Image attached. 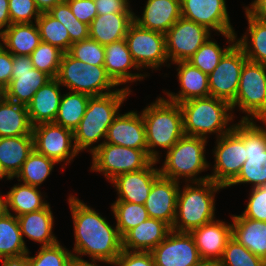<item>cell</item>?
<instances>
[{
	"instance_id": "cell-54",
	"label": "cell",
	"mask_w": 266,
	"mask_h": 266,
	"mask_svg": "<svg viewBox=\"0 0 266 266\" xmlns=\"http://www.w3.org/2000/svg\"><path fill=\"white\" fill-rule=\"evenodd\" d=\"M10 25L11 20L9 15L8 0H0V34Z\"/></svg>"
},
{
	"instance_id": "cell-15",
	"label": "cell",
	"mask_w": 266,
	"mask_h": 266,
	"mask_svg": "<svg viewBox=\"0 0 266 266\" xmlns=\"http://www.w3.org/2000/svg\"><path fill=\"white\" fill-rule=\"evenodd\" d=\"M9 85L1 93L6 99L27 106L36 91L51 78L33 67L31 57L13 55Z\"/></svg>"
},
{
	"instance_id": "cell-60",
	"label": "cell",
	"mask_w": 266,
	"mask_h": 266,
	"mask_svg": "<svg viewBox=\"0 0 266 266\" xmlns=\"http://www.w3.org/2000/svg\"><path fill=\"white\" fill-rule=\"evenodd\" d=\"M6 179V180H13L15 178H11L4 170L2 164L0 163V180Z\"/></svg>"
},
{
	"instance_id": "cell-6",
	"label": "cell",
	"mask_w": 266,
	"mask_h": 266,
	"mask_svg": "<svg viewBox=\"0 0 266 266\" xmlns=\"http://www.w3.org/2000/svg\"><path fill=\"white\" fill-rule=\"evenodd\" d=\"M207 140L184 135L172 148L166 151L162 167H159L160 175L178 182L183 178L185 182L189 183L210 179L209 174L198 176L210 169V163L205 156Z\"/></svg>"
},
{
	"instance_id": "cell-57",
	"label": "cell",
	"mask_w": 266,
	"mask_h": 266,
	"mask_svg": "<svg viewBox=\"0 0 266 266\" xmlns=\"http://www.w3.org/2000/svg\"><path fill=\"white\" fill-rule=\"evenodd\" d=\"M97 261H91L88 260H79L76 258H73V260L70 263V266H100L99 264H96Z\"/></svg>"
},
{
	"instance_id": "cell-30",
	"label": "cell",
	"mask_w": 266,
	"mask_h": 266,
	"mask_svg": "<svg viewBox=\"0 0 266 266\" xmlns=\"http://www.w3.org/2000/svg\"><path fill=\"white\" fill-rule=\"evenodd\" d=\"M232 217V238L251 253L266 260V222L240 215Z\"/></svg>"
},
{
	"instance_id": "cell-41",
	"label": "cell",
	"mask_w": 266,
	"mask_h": 266,
	"mask_svg": "<svg viewBox=\"0 0 266 266\" xmlns=\"http://www.w3.org/2000/svg\"><path fill=\"white\" fill-rule=\"evenodd\" d=\"M41 41L59 48L64 53L70 49V36L67 28L48 12L41 13L36 21Z\"/></svg>"
},
{
	"instance_id": "cell-8",
	"label": "cell",
	"mask_w": 266,
	"mask_h": 266,
	"mask_svg": "<svg viewBox=\"0 0 266 266\" xmlns=\"http://www.w3.org/2000/svg\"><path fill=\"white\" fill-rule=\"evenodd\" d=\"M234 127L244 136L247 160L228 187L247 183L252 188L266 186V128L256 120H240Z\"/></svg>"
},
{
	"instance_id": "cell-2",
	"label": "cell",
	"mask_w": 266,
	"mask_h": 266,
	"mask_svg": "<svg viewBox=\"0 0 266 266\" xmlns=\"http://www.w3.org/2000/svg\"><path fill=\"white\" fill-rule=\"evenodd\" d=\"M131 92L122 87L115 92L89 98L85 114L73 131L74 144L79 153L88 149L87 152L92 154L104 143L109 126ZM101 139L102 142L98 144ZM96 143L98 145L93 146Z\"/></svg>"
},
{
	"instance_id": "cell-14",
	"label": "cell",
	"mask_w": 266,
	"mask_h": 266,
	"mask_svg": "<svg viewBox=\"0 0 266 266\" xmlns=\"http://www.w3.org/2000/svg\"><path fill=\"white\" fill-rule=\"evenodd\" d=\"M207 27L180 17L165 33L166 53L171 63L187 61L212 36Z\"/></svg>"
},
{
	"instance_id": "cell-28",
	"label": "cell",
	"mask_w": 266,
	"mask_h": 266,
	"mask_svg": "<svg viewBox=\"0 0 266 266\" xmlns=\"http://www.w3.org/2000/svg\"><path fill=\"white\" fill-rule=\"evenodd\" d=\"M22 238L40 244V247L51 246L58 241L53 234L54 216L50 204L41 210L25 213L17 217Z\"/></svg>"
},
{
	"instance_id": "cell-11",
	"label": "cell",
	"mask_w": 266,
	"mask_h": 266,
	"mask_svg": "<svg viewBox=\"0 0 266 266\" xmlns=\"http://www.w3.org/2000/svg\"><path fill=\"white\" fill-rule=\"evenodd\" d=\"M213 171L210 180L227 188L239 175L247 160L244 136L235 128L216 138Z\"/></svg>"
},
{
	"instance_id": "cell-56",
	"label": "cell",
	"mask_w": 266,
	"mask_h": 266,
	"mask_svg": "<svg viewBox=\"0 0 266 266\" xmlns=\"http://www.w3.org/2000/svg\"><path fill=\"white\" fill-rule=\"evenodd\" d=\"M1 266H30L28 261L23 259L1 260Z\"/></svg>"
},
{
	"instance_id": "cell-42",
	"label": "cell",
	"mask_w": 266,
	"mask_h": 266,
	"mask_svg": "<svg viewBox=\"0 0 266 266\" xmlns=\"http://www.w3.org/2000/svg\"><path fill=\"white\" fill-rule=\"evenodd\" d=\"M48 13L67 28L70 36V46L77 41L89 38V25L75 17L66 0L57 4Z\"/></svg>"
},
{
	"instance_id": "cell-38",
	"label": "cell",
	"mask_w": 266,
	"mask_h": 266,
	"mask_svg": "<svg viewBox=\"0 0 266 266\" xmlns=\"http://www.w3.org/2000/svg\"><path fill=\"white\" fill-rule=\"evenodd\" d=\"M90 97L73 91L62 94L54 123L74 131L85 114Z\"/></svg>"
},
{
	"instance_id": "cell-31",
	"label": "cell",
	"mask_w": 266,
	"mask_h": 266,
	"mask_svg": "<svg viewBox=\"0 0 266 266\" xmlns=\"http://www.w3.org/2000/svg\"><path fill=\"white\" fill-rule=\"evenodd\" d=\"M0 37L1 45L12 55L30 56L42 42L36 23L11 24Z\"/></svg>"
},
{
	"instance_id": "cell-7",
	"label": "cell",
	"mask_w": 266,
	"mask_h": 266,
	"mask_svg": "<svg viewBox=\"0 0 266 266\" xmlns=\"http://www.w3.org/2000/svg\"><path fill=\"white\" fill-rule=\"evenodd\" d=\"M56 79L69 91L89 96H101L118 90V86L108 76L104 66L85 64L73 58L68 52L62 56Z\"/></svg>"
},
{
	"instance_id": "cell-50",
	"label": "cell",
	"mask_w": 266,
	"mask_h": 266,
	"mask_svg": "<svg viewBox=\"0 0 266 266\" xmlns=\"http://www.w3.org/2000/svg\"><path fill=\"white\" fill-rule=\"evenodd\" d=\"M75 17L89 25L97 16L94 0H66Z\"/></svg>"
},
{
	"instance_id": "cell-43",
	"label": "cell",
	"mask_w": 266,
	"mask_h": 266,
	"mask_svg": "<svg viewBox=\"0 0 266 266\" xmlns=\"http://www.w3.org/2000/svg\"><path fill=\"white\" fill-rule=\"evenodd\" d=\"M64 52L49 43L41 42L31 53L33 67L50 78H56Z\"/></svg>"
},
{
	"instance_id": "cell-10",
	"label": "cell",
	"mask_w": 266,
	"mask_h": 266,
	"mask_svg": "<svg viewBox=\"0 0 266 266\" xmlns=\"http://www.w3.org/2000/svg\"><path fill=\"white\" fill-rule=\"evenodd\" d=\"M91 156L90 171L102 173L108 182L118 175L142 170L153 161L147 149H134L105 142L96 148Z\"/></svg>"
},
{
	"instance_id": "cell-55",
	"label": "cell",
	"mask_w": 266,
	"mask_h": 266,
	"mask_svg": "<svg viewBox=\"0 0 266 266\" xmlns=\"http://www.w3.org/2000/svg\"><path fill=\"white\" fill-rule=\"evenodd\" d=\"M38 10L41 13L49 12L57 4L64 0H34Z\"/></svg>"
},
{
	"instance_id": "cell-27",
	"label": "cell",
	"mask_w": 266,
	"mask_h": 266,
	"mask_svg": "<svg viewBox=\"0 0 266 266\" xmlns=\"http://www.w3.org/2000/svg\"><path fill=\"white\" fill-rule=\"evenodd\" d=\"M60 86L62 87L56 78H51L36 91L27 105L32 126L54 122L62 97Z\"/></svg>"
},
{
	"instance_id": "cell-20",
	"label": "cell",
	"mask_w": 266,
	"mask_h": 266,
	"mask_svg": "<svg viewBox=\"0 0 266 266\" xmlns=\"http://www.w3.org/2000/svg\"><path fill=\"white\" fill-rule=\"evenodd\" d=\"M180 185V182L161 175L154 180L144 204L150 218L161 220L172 228Z\"/></svg>"
},
{
	"instance_id": "cell-19",
	"label": "cell",
	"mask_w": 266,
	"mask_h": 266,
	"mask_svg": "<svg viewBox=\"0 0 266 266\" xmlns=\"http://www.w3.org/2000/svg\"><path fill=\"white\" fill-rule=\"evenodd\" d=\"M104 49V67L106 73L118 87L124 84V89L131 90L130 86H125L126 83L132 84V82L141 81L149 76V73H138L143 70L133 60L125 38L105 45ZM131 69H136L138 72L133 73Z\"/></svg>"
},
{
	"instance_id": "cell-29",
	"label": "cell",
	"mask_w": 266,
	"mask_h": 266,
	"mask_svg": "<svg viewBox=\"0 0 266 266\" xmlns=\"http://www.w3.org/2000/svg\"><path fill=\"white\" fill-rule=\"evenodd\" d=\"M135 13H110L97 15L89 24V38L101 45L124 39Z\"/></svg>"
},
{
	"instance_id": "cell-9",
	"label": "cell",
	"mask_w": 266,
	"mask_h": 266,
	"mask_svg": "<svg viewBox=\"0 0 266 266\" xmlns=\"http://www.w3.org/2000/svg\"><path fill=\"white\" fill-rule=\"evenodd\" d=\"M232 110L239 108L241 120H258L266 125V65L247 60L241 71Z\"/></svg>"
},
{
	"instance_id": "cell-16",
	"label": "cell",
	"mask_w": 266,
	"mask_h": 266,
	"mask_svg": "<svg viewBox=\"0 0 266 266\" xmlns=\"http://www.w3.org/2000/svg\"><path fill=\"white\" fill-rule=\"evenodd\" d=\"M246 58L235 44L208 75L210 96L232 103L237 95L239 79Z\"/></svg>"
},
{
	"instance_id": "cell-52",
	"label": "cell",
	"mask_w": 266,
	"mask_h": 266,
	"mask_svg": "<svg viewBox=\"0 0 266 266\" xmlns=\"http://www.w3.org/2000/svg\"><path fill=\"white\" fill-rule=\"evenodd\" d=\"M12 63L13 55L0 45V93L11 81Z\"/></svg>"
},
{
	"instance_id": "cell-39",
	"label": "cell",
	"mask_w": 266,
	"mask_h": 266,
	"mask_svg": "<svg viewBox=\"0 0 266 266\" xmlns=\"http://www.w3.org/2000/svg\"><path fill=\"white\" fill-rule=\"evenodd\" d=\"M56 164L54 160L33 149L15 178H18L19 182L39 188L52 173Z\"/></svg>"
},
{
	"instance_id": "cell-4",
	"label": "cell",
	"mask_w": 266,
	"mask_h": 266,
	"mask_svg": "<svg viewBox=\"0 0 266 266\" xmlns=\"http://www.w3.org/2000/svg\"><path fill=\"white\" fill-rule=\"evenodd\" d=\"M179 106L186 136L207 139L209 134H215L219 138L234 127V123L230 124L234 120V112L225 100L209 96L190 99L179 103Z\"/></svg>"
},
{
	"instance_id": "cell-35",
	"label": "cell",
	"mask_w": 266,
	"mask_h": 266,
	"mask_svg": "<svg viewBox=\"0 0 266 266\" xmlns=\"http://www.w3.org/2000/svg\"><path fill=\"white\" fill-rule=\"evenodd\" d=\"M38 189V187L24 183L14 184V186L6 192L7 213L18 217L25 213L46 208L49 203ZM10 211H13V213Z\"/></svg>"
},
{
	"instance_id": "cell-26",
	"label": "cell",
	"mask_w": 266,
	"mask_h": 266,
	"mask_svg": "<svg viewBox=\"0 0 266 266\" xmlns=\"http://www.w3.org/2000/svg\"><path fill=\"white\" fill-rule=\"evenodd\" d=\"M171 230L167 223L149 217L144 222L130 229L122 237V249L151 252L167 237Z\"/></svg>"
},
{
	"instance_id": "cell-58",
	"label": "cell",
	"mask_w": 266,
	"mask_h": 266,
	"mask_svg": "<svg viewBox=\"0 0 266 266\" xmlns=\"http://www.w3.org/2000/svg\"><path fill=\"white\" fill-rule=\"evenodd\" d=\"M0 193V217L7 213V201H6V194L3 196Z\"/></svg>"
},
{
	"instance_id": "cell-48",
	"label": "cell",
	"mask_w": 266,
	"mask_h": 266,
	"mask_svg": "<svg viewBox=\"0 0 266 266\" xmlns=\"http://www.w3.org/2000/svg\"><path fill=\"white\" fill-rule=\"evenodd\" d=\"M249 199L241 215L256 221L266 222V186L250 189Z\"/></svg>"
},
{
	"instance_id": "cell-22",
	"label": "cell",
	"mask_w": 266,
	"mask_h": 266,
	"mask_svg": "<svg viewBox=\"0 0 266 266\" xmlns=\"http://www.w3.org/2000/svg\"><path fill=\"white\" fill-rule=\"evenodd\" d=\"M130 110L119 113L109 126L105 143L134 149H147L146 130L142 114Z\"/></svg>"
},
{
	"instance_id": "cell-23",
	"label": "cell",
	"mask_w": 266,
	"mask_h": 266,
	"mask_svg": "<svg viewBox=\"0 0 266 266\" xmlns=\"http://www.w3.org/2000/svg\"><path fill=\"white\" fill-rule=\"evenodd\" d=\"M201 259L219 261L232 237V223L215 219L190 232Z\"/></svg>"
},
{
	"instance_id": "cell-49",
	"label": "cell",
	"mask_w": 266,
	"mask_h": 266,
	"mask_svg": "<svg viewBox=\"0 0 266 266\" xmlns=\"http://www.w3.org/2000/svg\"><path fill=\"white\" fill-rule=\"evenodd\" d=\"M112 266H155L151 252L127 251L122 249Z\"/></svg>"
},
{
	"instance_id": "cell-47",
	"label": "cell",
	"mask_w": 266,
	"mask_h": 266,
	"mask_svg": "<svg viewBox=\"0 0 266 266\" xmlns=\"http://www.w3.org/2000/svg\"><path fill=\"white\" fill-rule=\"evenodd\" d=\"M8 6L11 24L36 23L41 14L34 0H8Z\"/></svg>"
},
{
	"instance_id": "cell-1",
	"label": "cell",
	"mask_w": 266,
	"mask_h": 266,
	"mask_svg": "<svg viewBox=\"0 0 266 266\" xmlns=\"http://www.w3.org/2000/svg\"><path fill=\"white\" fill-rule=\"evenodd\" d=\"M68 204L73 218V258L112 265L122 251V238L117 226H112L98 211L91 208L75 195L69 196Z\"/></svg>"
},
{
	"instance_id": "cell-5",
	"label": "cell",
	"mask_w": 266,
	"mask_h": 266,
	"mask_svg": "<svg viewBox=\"0 0 266 266\" xmlns=\"http://www.w3.org/2000/svg\"><path fill=\"white\" fill-rule=\"evenodd\" d=\"M225 189L208 179L202 182H185L179 187L176 217L172 230L190 233L215 220V194Z\"/></svg>"
},
{
	"instance_id": "cell-33",
	"label": "cell",
	"mask_w": 266,
	"mask_h": 266,
	"mask_svg": "<svg viewBox=\"0 0 266 266\" xmlns=\"http://www.w3.org/2000/svg\"><path fill=\"white\" fill-rule=\"evenodd\" d=\"M27 106L6 99L0 94V138L32 134Z\"/></svg>"
},
{
	"instance_id": "cell-12",
	"label": "cell",
	"mask_w": 266,
	"mask_h": 266,
	"mask_svg": "<svg viewBox=\"0 0 266 266\" xmlns=\"http://www.w3.org/2000/svg\"><path fill=\"white\" fill-rule=\"evenodd\" d=\"M125 40L133 60L141 70H160L161 66L168 63L165 34L142 28L133 22Z\"/></svg>"
},
{
	"instance_id": "cell-44",
	"label": "cell",
	"mask_w": 266,
	"mask_h": 266,
	"mask_svg": "<svg viewBox=\"0 0 266 266\" xmlns=\"http://www.w3.org/2000/svg\"><path fill=\"white\" fill-rule=\"evenodd\" d=\"M39 248L37 255L31 257V252H28L25 256L30 266H70L73 260L71 250L66 249L60 242Z\"/></svg>"
},
{
	"instance_id": "cell-40",
	"label": "cell",
	"mask_w": 266,
	"mask_h": 266,
	"mask_svg": "<svg viewBox=\"0 0 266 266\" xmlns=\"http://www.w3.org/2000/svg\"><path fill=\"white\" fill-rule=\"evenodd\" d=\"M111 211L116 221L118 233L121 238L132 228L149 218L144 204L115 201Z\"/></svg>"
},
{
	"instance_id": "cell-3",
	"label": "cell",
	"mask_w": 266,
	"mask_h": 266,
	"mask_svg": "<svg viewBox=\"0 0 266 266\" xmlns=\"http://www.w3.org/2000/svg\"><path fill=\"white\" fill-rule=\"evenodd\" d=\"M141 114L146 130L147 153L159 163L161 153L156 151L157 148L166 152L185 135L181 108L178 103L160 96L144 107Z\"/></svg>"
},
{
	"instance_id": "cell-24",
	"label": "cell",
	"mask_w": 266,
	"mask_h": 266,
	"mask_svg": "<svg viewBox=\"0 0 266 266\" xmlns=\"http://www.w3.org/2000/svg\"><path fill=\"white\" fill-rule=\"evenodd\" d=\"M172 64L177 66V79L180 84V90L178 93L164 90L167 100L179 104L190 99L210 96L207 74L188 61H179Z\"/></svg>"
},
{
	"instance_id": "cell-46",
	"label": "cell",
	"mask_w": 266,
	"mask_h": 266,
	"mask_svg": "<svg viewBox=\"0 0 266 266\" xmlns=\"http://www.w3.org/2000/svg\"><path fill=\"white\" fill-rule=\"evenodd\" d=\"M68 53L85 64L104 66V45L90 38L73 43Z\"/></svg>"
},
{
	"instance_id": "cell-32",
	"label": "cell",
	"mask_w": 266,
	"mask_h": 266,
	"mask_svg": "<svg viewBox=\"0 0 266 266\" xmlns=\"http://www.w3.org/2000/svg\"><path fill=\"white\" fill-rule=\"evenodd\" d=\"M33 149L32 134L0 138V163L11 178L20 172Z\"/></svg>"
},
{
	"instance_id": "cell-25",
	"label": "cell",
	"mask_w": 266,
	"mask_h": 266,
	"mask_svg": "<svg viewBox=\"0 0 266 266\" xmlns=\"http://www.w3.org/2000/svg\"><path fill=\"white\" fill-rule=\"evenodd\" d=\"M181 17V0H147L142 17L134 15L140 27L165 34Z\"/></svg>"
},
{
	"instance_id": "cell-34",
	"label": "cell",
	"mask_w": 266,
	"mask_h": 266,
	"mask_svg": "<svg viewBox=\"0 0 266 266\" xmlns=\"http://www.w3.org/2000/svg\"><path fill=\"white\" fill-rule=\"evenodd\" d=\"M29 249L24 243L16 216L6 213L0 217V261L23 259Z\"/></svg>"
},
{
	"instance_id": "cell-13",
	"label": "cell",
	"mask_w": 266,
	"mask_h": 266,
	"mask_svg": "<svg viewBox=\"0 0 266 266\" xmlns=\"http://www.w3.org/2000/svg\"><path fill=\"white\" fill-rule=\"evenodd\" d=\"M34 150L57 164L68 165L79 154L74 144L73 131L54 122L33 126Z\"/></svg>"
},
{
	"instance_id": "cell-51",
	"label": "cell",
	"mask_w": 266,
	"mask_h": 266,
	"mask_svg": "<svg viewBox=\"0 0 266 266\" xmlns=\"http://www.w3.org/2000/svg\"><path fill=\"white\" fill-rule=\"evenodd\" d=\"M97 15L110 13H134L129 0H94Z\"/></svg>"
},
{
	"instance_id": "cell-45",
	"label": "cell",
	"mask_w": 266,
	"mask_h": 266,
	"mask_svg": "<svg viewBox=\"0 0 266 266\" xmlns=\"http://www.w3.org/2000/svg\"><path fill=\"white\" fill-rule=\"evenodd\" d=\"M219 264L220 266H264V260L231 237Z\"/></svg>"
},
{
	"instance_id": "cell-36",
	"label": "cell",
	"mask_w": 266,
	"mask_h": 266,
	"mask_svg": "<svg viewBox=\"0 0 266 266\" xmlns=\"http://www.w3.org/2000/svg\"><path fill=\"white\" fill-rule=\"evenodd\" d=\"M247 32L236 39L249 61L266 65V22L252 17L246 10Z\"/></svg>"
},
{
	"instance_id": "cell-59",
	"label": "cell",
	"mask_w": 266,
	"mask_h": 266,
	"mask_svg": "<svg viewBox=\"0 0 266 266\" xmlns=\"http://www.w3.org/2000/svg\"><path fill=\"white\" fill-rule=\"evenodd\" d=\"M193 266H220L219 261L216 260H207L201 259L198 263Z\"/></svg>"
},
{
	"instance_id": "cell-21",
	"label": "cell",
	"mask_w": 266,
	"mask_h": 266,
	"mask_svg": "<svg viewBox=\"0 0 266 266\" xmlns=\"http://www.w3.org/2000/svg\"><path fill=\"white\" fill-rule=\"evenodd\" d=\"M153 160L146 168L118 175L110 183L117 192L116 201L145 204L154 180L160 175L159 168L153 167Z\"/></svg>"
},
{
	"instance_id": "cell-53",
	"label": "cell",
	"mask_w": 266,
	"mask_h": 266,
	"mask_svg": "<svg viewBox=\"0 0 266 266\" xmlns=\"http://www.w3.org/2000/svg\"><path fill=\"white\" fill-rule=\"evenodd\" d=\"M252 17L266 22V0H253L249 6H244Z\"/></svg>"
},
{
	"instance_id": "cell-17",
	"label": "cell",
	"mask_w": 266,
	"mask_h": 266,
	"mask_svg": "<svg viewBox=\"0 0 266 266\" xmlns=\"http://www.w3.org/2000/svg\"><path fill=\"white\" fill-rule=\"evenodd\" d=\"M155 266H193L201 260L192 235L171 230L152 251Z\"/></svg>"
},
{
	"instance_id": "cell-18",
	"label": "cell",
	"mask_w": 266,
	"mask_h": 266,
	"mask_svg": "<svg viewBox=\"0 0 266 266\" xmlns=\"http://www.w3.org/2000/svg\"><path fill=\"white\" fill-rule=\"evenodd\" d=\"M226 0H181V16L207 27L216 34L235 33Z\"/></svg>"
},
{
	"instance_id": "cell-37",
	"label": "cell",
	"mask_w": 266,
	"mask_h": 266,
	"mask_svg": "<svg viewBox=\"0 0 266 266\" xmlns=\"http://www.w3.org/2000/svg\"><path fill=\"white\" fill-rule=\"evenodd\" d=\"M228 46L221 47L210 37L187 61L203 73L209 75L218 65L223 56L236 44V33H225Z\"/></svg>"
}]
</instances>
